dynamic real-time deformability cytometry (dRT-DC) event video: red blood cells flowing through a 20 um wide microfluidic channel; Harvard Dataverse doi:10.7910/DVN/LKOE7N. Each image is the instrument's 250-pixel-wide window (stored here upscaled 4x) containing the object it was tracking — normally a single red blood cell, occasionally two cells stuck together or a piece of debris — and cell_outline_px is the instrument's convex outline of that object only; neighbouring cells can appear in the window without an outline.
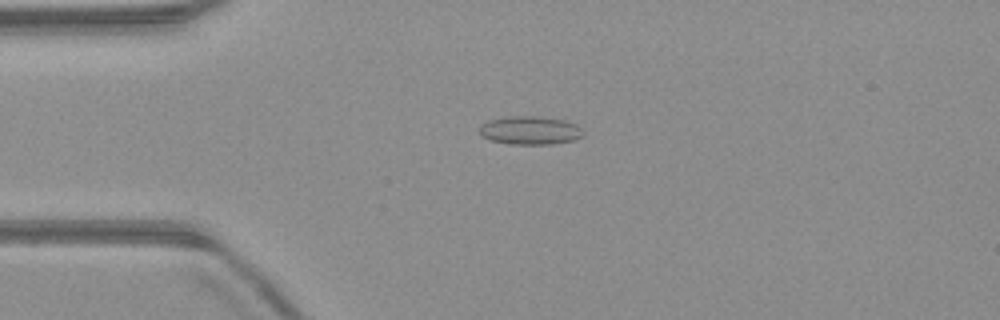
{"species": "common noctule bat (a hibernating species)", "species_latin": "Nyctalus noctula", "temperature_condition": "warm", "stored_images_in_passage": 51, "camera_frame_rate_fps": 3000, "um_per_image_px": 0.085, "animal": {"sex": "male", "body_mass_g": 23.1, "forearm_length_mm": 52.7}, "frame": {"image": 1, "passage_image": 12, "time_ms": 3.667, "image_size_px": [1000, 320], "cell_outline_px": [[584, 132], [576, 140], [552, 144], [512, 144], [492, 140], [480, 136], [480, 128], [488, 120], [504, 116], [532, 116], [564, 120], [576, 124]], "centroid_in_image_um": [45.05, 11.08], "position_along_channel_um": 39.9, "area_um2": 17.05}}
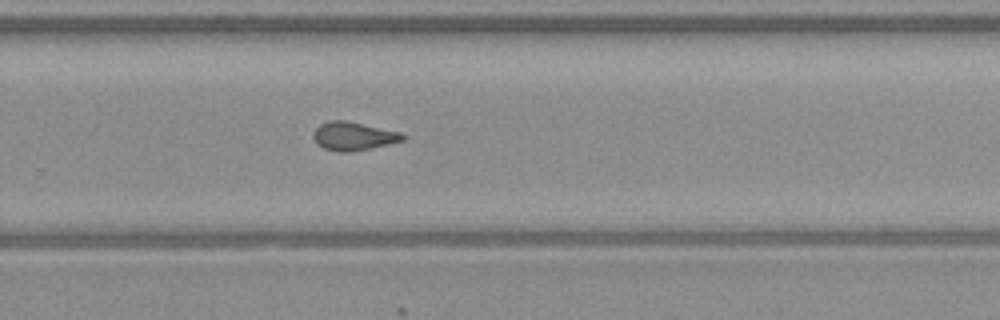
{"frame": {"image": 2, "passage_image": 33, "time_ms": 10.667, "image_size_px": [1000, 320], "cell_outline_px": [[408, 136], [404, 140], [388, 144], [352, 152], [340, 152], [324, 148], [316, 144], [312, 136], [316, 128], [320, 124], [328, 120], [344, 120], [400, 132]], "centroid_in_image_um": [30.02, 11.57], "position_along_channel_um": 299.8, "area_um2": 14.8}}
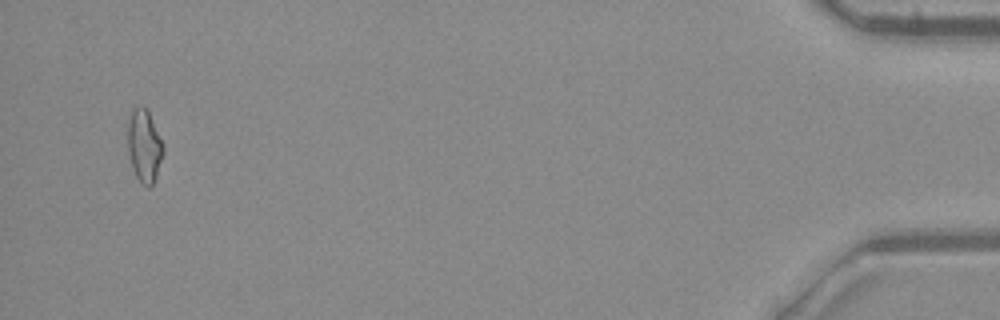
{"frame": {"image": 3, "passage_image": 49, "time_ms": 16.0, "image_size_px": [1000, 320], "cell_outline_px": [[164, 152], [156, 176], [152, 184], [148, 188], [140, 184], [132, 168], [128, 152], [128, 120], [132, 108], [140, 104], [144, 104], [164, 144]], "centroid_in_image_um": [12.25, 12.38], "position_along_channel_um": 422.9, "area_um2": 15.26}, "authors_computed_cell_mechanics": {"area_um2": 14.7968, "velocity_mm_per_s": 4.0415, "shape_relaxation_time_tau1_ms": null, "shape_relaxation_time_tau2_ms": 2.4856, "deformation_change_tau1": null, "deformation_change_tau2": 0.1138}}